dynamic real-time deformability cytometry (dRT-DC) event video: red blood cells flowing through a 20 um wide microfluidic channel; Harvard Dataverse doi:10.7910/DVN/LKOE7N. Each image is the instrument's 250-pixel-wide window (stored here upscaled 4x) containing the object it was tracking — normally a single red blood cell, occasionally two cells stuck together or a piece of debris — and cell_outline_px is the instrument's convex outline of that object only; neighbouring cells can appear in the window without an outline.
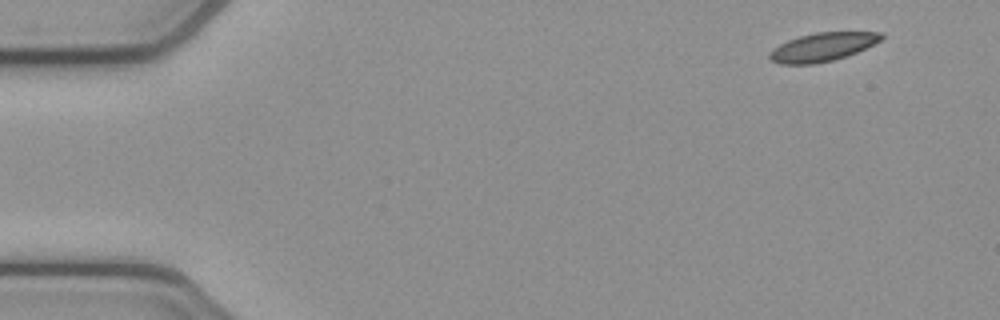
{"species": "common noctule bat (a hibernating species)", "species_latin": "Nyctalus noctula", "temperature_condition": "cold", "stored_images_in_passage": 8, "camera_frame_rate_fps": 3000, "um_per_image_px": 0.085, "animal": {"sex": "female", "body_mass_g": 21.9}, "frame": {"image": 1, "passage_image": 1, "time_ms": 0.0, "image_size_px": [1000, 320], "cell_outline_px": [[884, 36], [880, 40], [848, 56], [816, 64], [780, 64], [772, 60], [768, 56], [768, 52], [772, 48], [788, 40], [800, 36], [816, 32], [880, 32]], "centroid_in_image_um": [69.87, 4.0], "position_along_channel_um": 15.1, "area_um2": 18.44}}
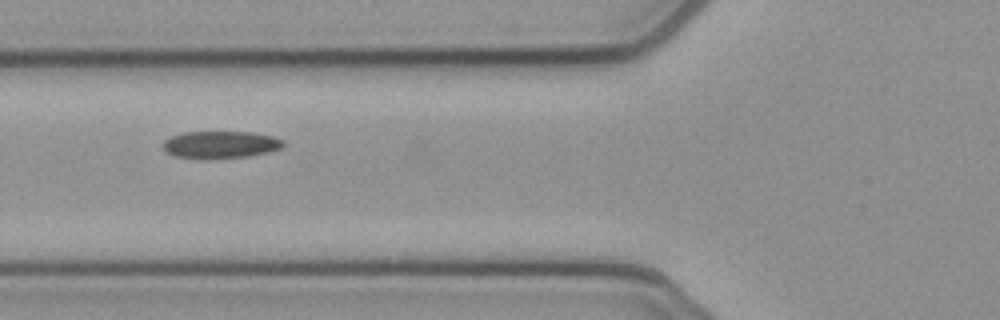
{"frame": {"image": 2, "passage_image": 5, "time_ms": 1.333, "image_size_px": [1000, 320], "cell_outline_px": [[284, 144], [280, 148], [268, 152], [248, 156], [208, 160], [176, 156], [168, 152], [164, 148], [164, 140], [172, 136], [184, 132], [252, 132], [272, 136], [284, 140]], "centroid_in_image_um": [18.76, 12.3], "position_along_channel_um": 107.0, "area_um2": 19.13}}
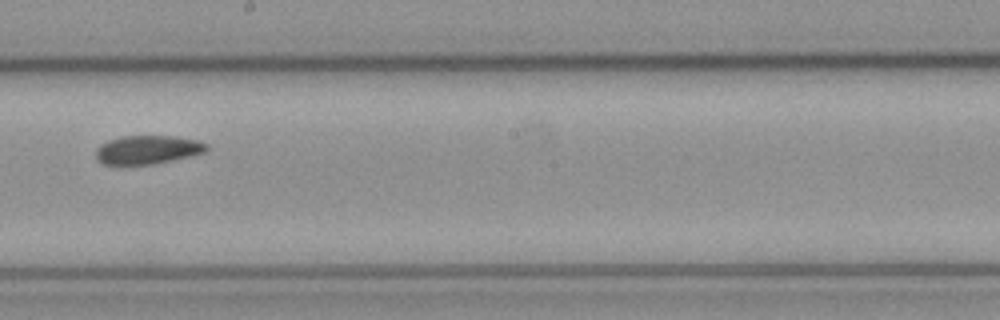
{"frame": {"image": 3, "passage_image": 8, "time_ms": 2.333, "image_size_px": [1000, 320], "cell_outline_px": [[208, 148], [204, 152], [172, 160], [152, 164], [124, 168], [104, 164], [96, 160], [96, 148], [100, 144], [108, 140], [124, 136], [172, 136], [196, 140], [208, 144]], "centroid_in_image_um": [12.44, 12.77], "position_along_channel_um": 235.8, "area_um2": 18.96}}